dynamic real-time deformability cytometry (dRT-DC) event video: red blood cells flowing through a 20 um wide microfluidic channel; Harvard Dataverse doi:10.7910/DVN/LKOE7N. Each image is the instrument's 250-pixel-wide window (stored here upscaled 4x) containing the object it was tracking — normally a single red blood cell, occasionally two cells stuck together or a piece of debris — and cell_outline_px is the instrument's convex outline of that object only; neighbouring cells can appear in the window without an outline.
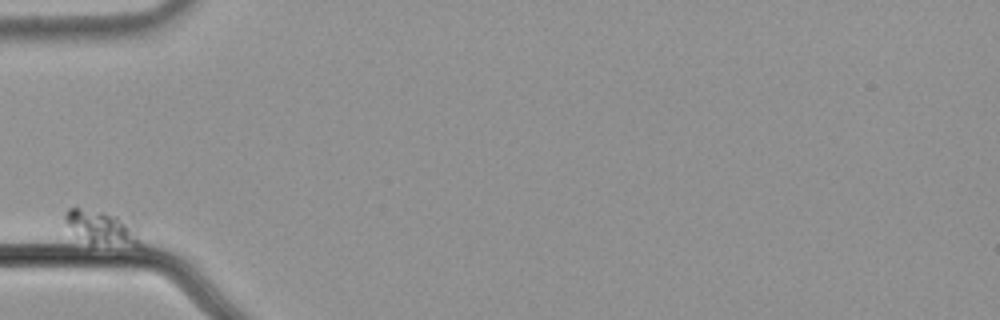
{"species": "common noctule bat (a hibernating species)", "species_latin": "Nyctalus noctula", "temperature_condition": "cold", "stored_images_in_passage": 36, "camera_frame_rate_fps": 3000, "um_per_image_px": 0.085, "animal": {"sex": "male", "body_mass_g": 21.5, "forearm_length_mm": 52.0}, "frame": {"image": 1, "passage_image": 1, "time_ms": 0.0, "image_size_px": [1000, 320], "cell_outline_px": [[140, 248], [92, 244], [68, 224], [64, 220], [64, 212], [68, 208], [80, 208], [104, 212], [136, 220], [140, 240]], "centroid_in_image_um": [8.82, 19.35], "position_along_channel_um": 76.2, "area_um2": 15.2}}
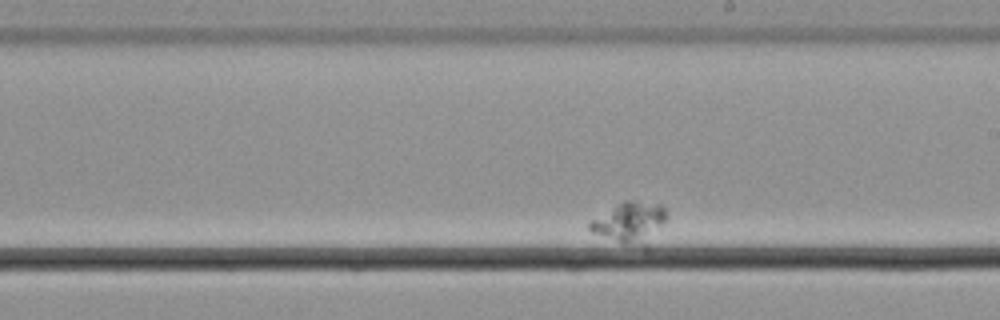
{"frame": {"image": 2, "passage_image": 21, "time_ms": 6.667, "image_size_px": [1000, 320], "cell_outline_px": [[668, 216], [648, 252], [624, 244], [592, 232], [588, 228], [588, 224], [592, 220], [624, 200], [636, 200], [660, 204], [668, 212]], "centroid_in_image_um": [53.67, 18.99], "position_along_channel_um": 235.3, "area_um2": 19.13}}
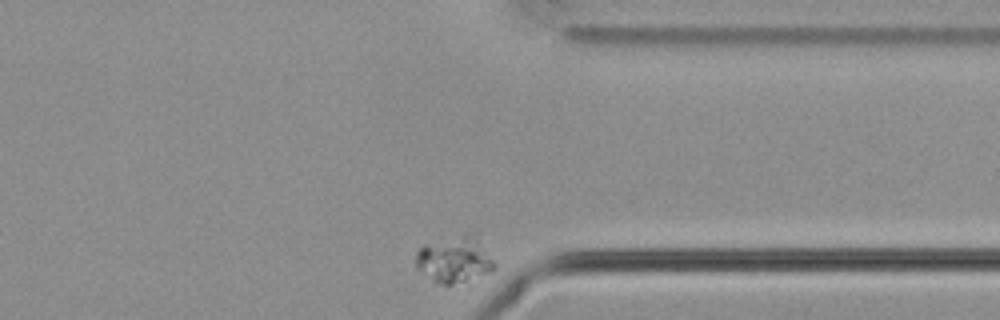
{"frame": {"image": 3, "passage_image": 36, "time_ms": 11.667, "image_size_px": [1000, 320], "cell_outline_px": [[496, 268], [492, 272], [452, 284], [444, 284], [432, 280], [416, 268], [416, 252], [424, 244], [464, 232], [476, 232], [496, 264]], "centroid_in_image_um": [38.67, 21.99], "position_along_channel_um": 372.7, "area_um2": 21.62}}